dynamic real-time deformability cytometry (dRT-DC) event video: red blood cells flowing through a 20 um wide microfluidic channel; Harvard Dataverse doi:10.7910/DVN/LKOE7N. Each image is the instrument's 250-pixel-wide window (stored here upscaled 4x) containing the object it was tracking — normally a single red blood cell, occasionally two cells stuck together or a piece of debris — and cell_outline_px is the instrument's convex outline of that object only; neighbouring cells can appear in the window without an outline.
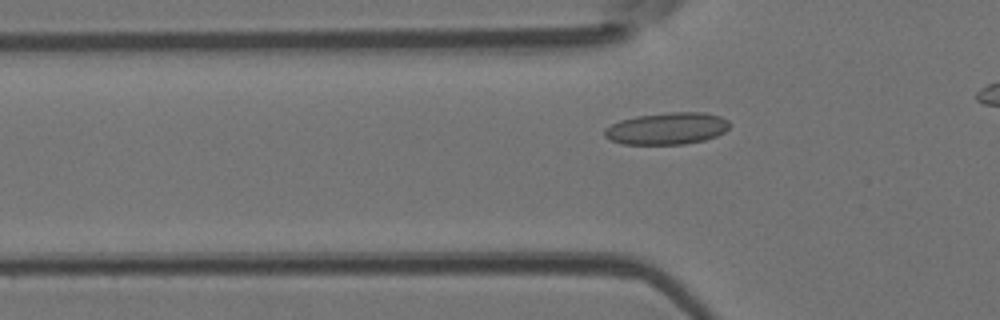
{"species": "Egyptian fruit bat (a non-hibernating species)", "species_latin": "Rousettus aegyptiacus", "temperature_condition": "room temperature", "stored_images_in_passage": 37, "camera_frame_rate_fps": 3000, "um_per_image_px": 0.085, "animal": {"sex": "female"}, "frame": {"image": 1, "passage_image": 11, "time_ms": 3.333, "image_size_px": [1000, 320], "cell_outline_px": [[732, 124], [724, 132], [716, 136], [704, 140], [684, 144], [624, 144], [612, 140], [604, 136], [604, 128], [620, 120], [636, 116], [668, 112], [704, 112], [720, 116], [728, 120]], "centroid_in_image_um": [56.71, 10.91], "position_along_channel_um": 69.1, "area_um2": 23.35}}
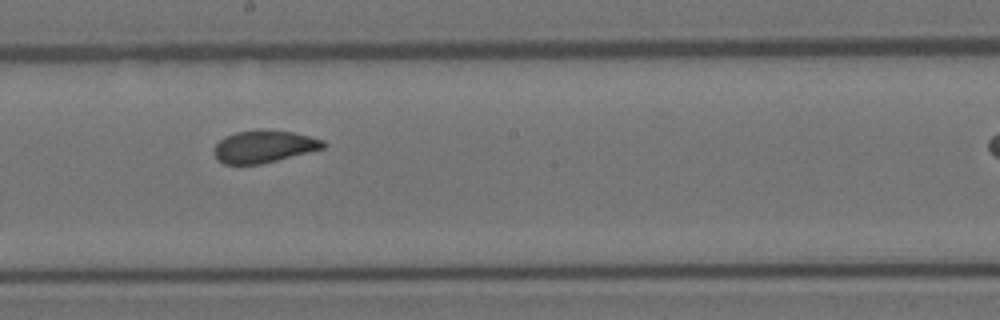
{"frame": {"image": 2, "passage_image": 23, "time_ms": 7.333, "image_size_px": [1000, 320], "cell_outline_px": [[328, 144], [324, 148], [260, 164], [224, 164], [212, 152], [212, 148], [220, 140], [236, 132], [292, 132], [324, 140]], "centroid_in_image_um": [22.43, 12.49], "position_along_channel_um": 225.8, "area_um2": 19.71}}
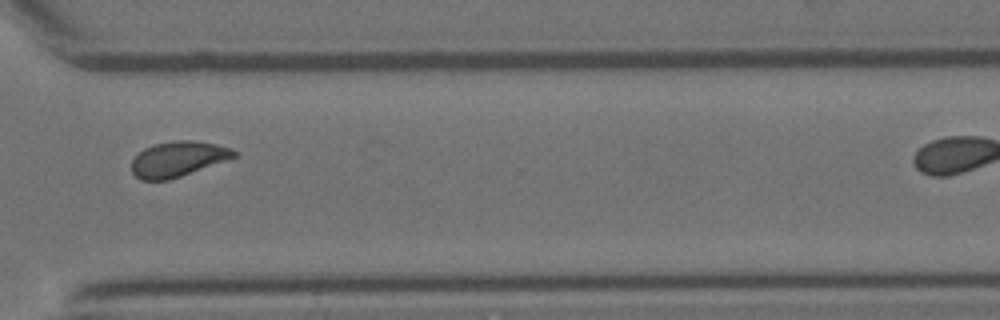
{"frame": {"image": 3, "passage_image": 33, "time_ms": 10.667, "image_size_px": [1000, 320], "cell_outline_px": [[236, 156], [180, 176], [168, 180], [140, 180], [132, 172], [132, 160], [144, 148], [156, 144], [180, 140], [192, 140], [216, 144], [232, 148], [236, 152]], "centroid_in_image_um": [15.1, 13.51], "position_along_channel_um": 355.5, "area_um2": 20.58}}